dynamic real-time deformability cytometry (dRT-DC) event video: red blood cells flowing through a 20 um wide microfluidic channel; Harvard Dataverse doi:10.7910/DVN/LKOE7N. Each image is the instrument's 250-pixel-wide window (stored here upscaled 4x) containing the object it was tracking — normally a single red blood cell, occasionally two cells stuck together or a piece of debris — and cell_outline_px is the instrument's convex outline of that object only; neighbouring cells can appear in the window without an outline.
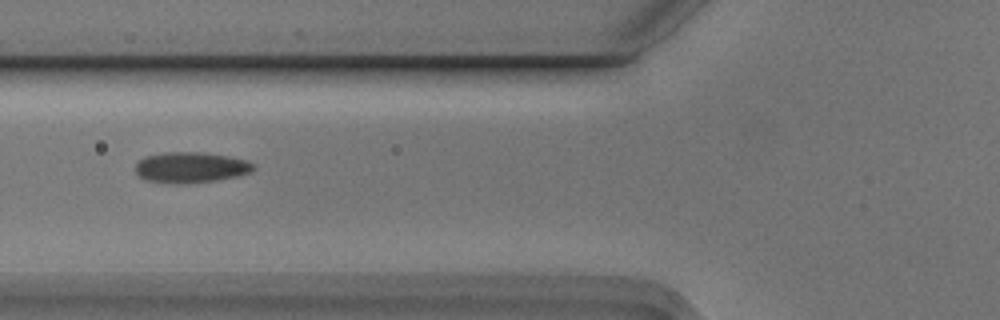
{"species": "Egyptian fruit bat (a non-hibernating species)", "species_latin": "Rousettus aegyptiacus", "temperature_condition": "cold", "stored_images_in_passage": 4, "camera_frame_rate_fps": 3000, "um_per_image_px": 0.085, "animal": {"sex": "male"}, "frame": {"image": 1, "passage_image": 3, "time_ms": 0.667, "image_size_px": [1000, 320], "cell_outline_px": [[256, 168], [252, 172], [236, 176], [216, 180], [188, 184], [172, 184], [144, 180], [136, 172], [136, 164], [140, 160], [148, 156], [164, 152], [200, 152], [228, 156], [244, 160], [252, 164]], "centroid_in_image_um": [16.2, 14.24], "position_along_channel_um": 109.6, "area_um2": 21.1}}
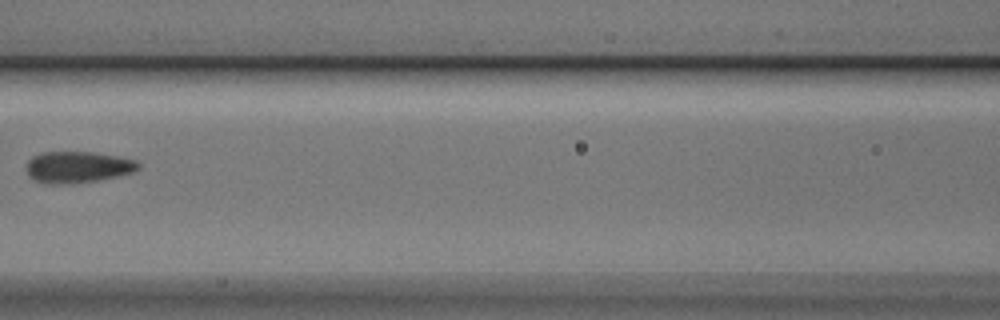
{"frame": {"image": 2, "passage_image": 4, "time_ms": 1.0, "image_size_px": [1000, 320], "cell_outline_px": [[140, 168], [132, 172], [100, 180], [72, 184], [48, 184], [32, 180], [28, 176], [28, 160], [32, 156], [40, 152], [92, 152], [116, 156], [136, 160], [140, 164]], "centroid_in_image_um": [6.58, 14.21], "position_along_channel_um": 160.0, "area_um2": 20.63}}